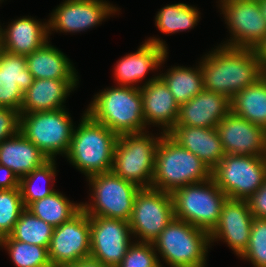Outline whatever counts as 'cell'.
<instances>
[{
    "mask_svg": "<svg viewBox=\"0 0 266 267\" xmlns=\"http://www.w3.org/2000/svg\"><path fill=\"white\" fill-rule=\"evenodd\" d=\"M137 241V242H136ZM133 242L117 267H163L151 242Z\"/></svg>",
    "mask_w": 266,
    "mask_h": 267,
    "instance_id": "cell-36",
    "label": "cell"
},
{
    "mask_svg": "<svg viewBox=\"0 0 266 267\" xmlns=\"http://www.w3.org/2000/svg\"><path fill=\"white\" fill-rule=\"evenodd\" d=\"M119 11L106 0H65L52 11L48 22L51 31L81 32L101 24L105 18Z\"/></svg>",
    "mask_w": 266,
    "mask_h": 267,
    "instance_id": "cell-15",
    "label": "cell"
},
{
    "mask_svg": "<svg viewBox=\"0 0 266 267\" xmlns=\"http://www.w3.org/2000/svg\"><path fill=\"white\" fill-rule=\"evenodd\" d=\"M20 112L0 107V143L19 132Z\"/></svg>",
    "mask_w": 266,
    "mask_h": 267,
    "instance_id": "cell-37",
    "label": "cell"
},
{
    "mask_svg": "<svg viewBox=\"0 0 266 267\" xmlns=\"http://www.w3.org/2000/svg\"><path fill=\"white\" fill-rule=\"evenodd\" d=\"M74 127L66 158L88 178L109 172L118 137L105 125L93 120L86 112ZM76 128V129H75Z\"/></svg>",
    "mask_w": 266,
    "mask_h": 267,
    "instance_id": "cell-2",
    "label": "cell"
},
{
    "mask_svg": "<svg viewBox=\"0 0 266 267\" xmlns=\"http://www.w3.org/2000/svg\"><path fill=\"white\" fill-rule=\"evenodd\" d=\"M212 171L196 155L180 147L167 134L157 146L151 187L172 193L189 184L207 181Z\"/></svg>",
    "mask_w": 266,
    "mask_h": 267,
    "instance_id": "cell-4",
    "label": "cell"
},
{
    "mask_svg": "<svg viewBox=\"0 0 266 267\" xmlns=\"http://www.w3.org/2000/svg\"><path fill=\"white\" fill-rule=\"evenodd\" d=\"M4 240V236L0 233V247L2 246Z\"/></svg>",
    "mask_w": 266,
    "mask_h": 267,
    "instance_id": "cell-45",
    "label": "cell"
},
{
    "mask_svg": "<svg viewBox=\"0 0 266 267\" xmlns=\"http://www.w3.org/2000/svg\"><path fill=\"white\" fill-rule=\"evenodd\" d=\"M240 257L253 267H266V219L253 218L249 245Z\"/></svg>",
    "mask_w": 266,
    "mask_h": 267,
    "instance_id": "cell-35",
    "label": "cell"
},
{
    "mask_svg": "<svg viewBox=\"0 0 266 267\" xmlns=\"http://www.w3.org/2000/svg\"><path fill=\"white\" fill-rule=\"evenodd\" d=\"M253 218L247 200L227 199L217 225L209 233L211 244L222 239L240 257L249 245Z\"/></svg>",
    "mask_w": 266,
    "mask_h": 267,
    "instance_id": "cell-17",
    "label": "cell"
},
{
    "mask_svg": "<svg viewBox=\"0 0 266 267\" xmlns=\"http://www.w3.org/2000/svg\"><path fill=\"white\" fill-rule=\"evenodd\" d=\"M225 154L266 157V129L230 111L218 124Z\"/></svg>",
    "mask_w": 266,
    "mask_h": 267,
    "instance_id": "cell-16",
    "label": "cell"
},
{
    "mask_svg": "<svg viewBox=\"0 0 266 267\" xmlns=\"http://www.w3.org/2000/svg\"><path fill=\"white\" fill-rule=\"evenodd\" d=\"M27 209L36 217L57 227L75 216L82 209V204L70 202L61 192L55 190L49 196L32 202Z\"/></svg>",
    "mask_w": 266,
    "mask_h": 267,
    "instance_id": "cell-29",
    "label": "cell"
},
{
    "mask_svg": "<svg viewBox=\"0 0 266 267\" xmlns=\"http://www.w3.org/2000/svg\"><path fill=\"white\" fill-rule=\"evenodd\" d=\"M262 16L266 20V0H259Z\"/></svg>",
    "mask_w": 266,
    "mask_h": 267,
    "instance_id": "cell-42",
    "label": "cell"
},
{
    "mask_svg": "<svg viewBox=\"0 0 266 267\" xmlns=\"http://www.w3.org/2000/svg\"><path fill=\"white\" fill-rule=\"evenodd\" d=\"M84 267H108L103 265L101 262L95 261L91 258L84 259Z\"/></svg>",
    "mask_w": 266,
    "mask_h": 267,
    "instance_id": "cell-41",
    "label": "cell"
},
{
    "mask_svg": "<svg viewBox=\"0 0 266 267\" xmlns=\"http://www.w3.org/2000/svg\"><path fill=\"white\" fill-rule=\"evenodd\" d=\"M152 243L169 267L206 264L211 245L209 232L178 218H173Z\"/></svg>",
    "mask_w": 266,
    "mask_h": 267,
    "instance_id": "cell-5",
    "label": "cell"
},
{
    "mask_svg": "<svg viewBox=\"0 0 266 267\" xmlns=\"http://www.w3.org/2000/svg\"><path fill=\"white\" fill-rule=\"evenodd\" d=\"M167 84L178 104L189 101L204 89L203 72L201 66L190 68L175 66L167 72L159 74Z\"/></svg>",
    "mask_w": 266,
    "mask_h": 267,
    "instance_id": "cell-28",
    "label": "cell"
},
{
    "mask_svg": "<svg viewBox=\"0 0 266 267\" xmlns=\"http://www.w3.org/2000/svg\"><path fill=\"white\" fill-rule=\"evenodd\" d=\"M204 90L232 99L242 89L257 83L266 71L255 49L222 46L200 60Z\"/></svg>",
    "mask_w": 266,
    "mask_h": 267,
    "instance_id": "cell-1",
    "label": "cell"
},
{
    "mask_svg": "<svg viewBox=\"0 0 266 267\" xmlns=\"http://www.w3.org/2000/svg\"><path fill=\"white\" fill-rule=\"evenodd\" d=\"M167 135L212 171L225 156L217 128L174 126Z\"/></svg>",
    "mask_w": 266,
    "mask_h": 267,
    "instance_id": "cell-22",
    "label": "cell"
},
{
    "mask_svg": "<svg viewBox=\"0 0 266 267\" xmlns=\"http://www.w3.org/2000/svg\"><path fill=\"white\" fill-rule=\"evenodd\" d=\"M230 111V99L225 95L203 89L195 97L180 105L174 126L216 128Z\"/></svg>",
    "mask_w": 266,
    "mask_h": 267,
    "instance_id": "cell-20",
    "label": "cell"
},
{
    "mask_svg": "<svg viewBox=\"0 0 266 267\" xmlns=\"http://www.w3.org/2000/svg\"><path fill=\"white\" fill-rule=\"evenodd\" d=\"M197 7L186 3H175L161 8L155 17L157 28L165 34L190 30L200 20Z\"/></svg>",
    "mask_w": 266,
    "mask_h": 267,
    "instance_id": "cell-30",
    "label": "cell"
},
{
    "mask_svg": "<svg viewBox=\"0 0 266 267\" xmlns=\"http://www.w3.org/2000/svg\"><path fill=\"white\" fill-rule=\"evenodd\" d=\"M139 88L146 126L158 125L167 134L177 122L180 104L159 75L149 78Z\"/></svg>",
    "mask_w": 266,
    "mask_h": 267,
    "instance_id": "cell-19",
    "label": "cell"
},
{
    "mask_svg": "<svg viewBox=\"0 0 266 267\" xmlns=\"http://www.w3.org/2000/svg\"><path fill=\"white\" fill-rule=\"evenodd\" d=\"M57 267H84V260H80L76 264H63V265H59Z\"/></svg>",
    "mask_w": 266,
    "mask_h": 267,
    "instance_id": "cell-43",
    "label": "cell"
},
{
    "mask_svg": "<svg viewBox=\"0 0 266 267\" xmlns=\"http://www.w3.org/2000/svg\"><path fill=\"white\" fill-rule=\"evenodd\" d=\"M175 218L172 195L158 189L140 188L135 196L129 226L139 242H153Z\"/></svg>",
    "mask_w": 266,
    "mask_h": 267,
    "instance_id": "cell-11",
    "label": "cell"
},
{
    "mask_svg": "<svg viewBox=\"0 0 266 267\" xmlns=\"http://www.w3.org/2000/svg\"><path fill=\"white\" fill-rule=\"evenodd\" d=\"M55 165V160H49L43 166L20 178L19 189L25 208L55 191L52 186H36L37 183L44 182L47 185L55 181L57 172Z\"/></svg>",
    "mask_w": 266,
    "mask_h": 267,
    "instance_id": "cell-32",
    "label": "cell"
},
{
    "mask_svg": "<svg viewBox=\"0 0 266 267\" xmlns=\"http://www.w3.org/2000/svg\"><path fill=\"white\" fill-rule=\"evenodd\" d=\"M175 218L211 232L219 221L227 195L213 178L175 189L172 193Z\"/></svg>",
    "mask_w": 266,
    "mask_h": 267,
    "instance_id": "cell-6",
    "label": "cell"
},
{
    "mask_svg": "<svg viewBox=\"0 0 266 267\" xmlns=\"http://www.w3.org/2000/svg\"><path fill=\"white\" fill-rule=\"evenodd\" d=\"M220 4L225 23L232 34L231 39L222 46L256 50L266 38V20L259 1L220 0Z\"/></svg>",
    "mask_w": 266,
    "mask_h": 267,
    "instance_id": "cell-12",
    "label": "cell"
},
{
    "mask_svg": "<svg viewBox=\"0 0 266 267\" xmlns=\"http://www.w3.org/2000/svg\"><path fill=\"white\" fill-rule=\"evenodd\" d=\"M54 227L25 208L9 236L20 242L49 248Z\"/></svg>",
    "mask_w": 266,
    "mask_h": 267,
    "instance_id": "cell-31",
    "label": "cell"
},
{
    "mask_svg": "<svg viewBox=\"0 0 266 267\" xmlns=\"http://www.w3.org/2000/svg\"><path fill=\"white\" fill-rule=\"evenodd\" d=\"M92 201L83 203L82 209L89 217H105L129 221L133 203L140 187L124 180L112 171L96 174L87 178Z\"/></svg>",
    "mask_w": 266,
    "mask_h": 267,
    "instance_id": "cell-8",
    "label": "cell"
},
{
    "mask_svg": "<svg viewBox=\"0 0 266 267\" xmlns=\"http://www.w3.org/2000/svg\"><path fill=\"white\" fill-rule=\"evenodd\" d=\"M212 178L228 199L247 200L266 180V157L225 154Z\"/></svg>",
    "mask_w": 266,
    "mask_h": 267,
    "instance_id": "cell-10",
    "label": "cell"
},
{
    "mask_svg": "<svg viewBox=\"0 0 266 267\" xmlns=\"http://www.w3.org/2000/svg\"><path fill=\"white\" fill-rule=\"evenodd\" d=\"M129 222L105 217H90V258L108 267H117L131 241Z\"/></svg>",
    "mask_w": 266,
    "mask_h": 267,
    "instance_id": "cell-14",
    "label": "cell"
},
{
    "mask_svg": "<svg viewBox=\"0 0 266 267\" xmlns=\"http://www.w3.org/2000/svg\"><path fill=\"white\" fill-rule=\"evenodd\" d=\"M49 42L25 56L29 72L34 79H65L75 89L79 80L72 62Z\"/></svg>",
    "mask_w": 266,
    "mask_h": 267,
    "instance_id": "cell-23",
    "label": "cell"
},
{
    "mask_svg": "<svg viewBox=\"0 0 266 267\" xmlns=\"http://www.w3.org/2000/svg\"><path fill=\"white\" fill-rule=\"evenodd\" d=\"M20 179L9 168L0 164V189L19 188Z\"/></svg>",
    "mask_w": 266,
    "mask_h": 267,
    "instance_id": "cell-39",
    "label": "cell"
},
{
    "mask_svg": "<svg viewBox=\"0 0 266 267\" xmlns=\"http://www.w3.org/2000/svg\"><path fill=\"white\" fill-rule=\"evenodd\" d=\"M166 42L160 38L150 37L134 53L125 55L114 68L118 85L139 87L135 84L142 81L148 71L157 70L167 58Z\"/></svg>",
    "mask_w": 266,
    "mask_h": 267,
    "instance_id": "cell-18",
    "label": "cell"
},
{
    "mask_svg": "<svg viewBox=\"0 0 266 267\" xmlns=\"http://www.w3.org/2000/svg\"><path fill=\"white\" fill-rule=\"evenodd\" d=\"M3 31V50L27 56L48 41V22L42 23L33 17H22L8 24Z\"/></svg>",
    "mask_w": 266,
    "mask_h": 267,
    "instance_id": "cell-24",
    "label": "cell"
},
{
    "mask_svg": "<svg viewBox=\"0 0 266 267\" xmlns=\"http://www.w3.org/2000/svg\"><path fill=\"white\" fill-rule=\"evenodd\" d=\"M34 78L23 55L3 51L0 55V107L21 111L24 92Z\"/></svg>",
    "mask_w": 266,
    "mask_h": 267,
    "instance_id": "cell-21",
    "label": "cell"
},
{
    "mask_svg": "<svg viewBox=\"0 0 266 267\" xmlns=\"http://www.w3.org/2000/svg\"><path fill=\"white\" fill-rule=\"evenodd\" d=\"M231 111L266 129V75L230 100Z\"/></svg>",
    "mask_w": 266,
    "mask_h": 267,
    "instance_id": "cell-27",
    "label": "cell"
},
{
    "mask_svg": "<svg viewBox=\"0 0 266 267\" xmlns=\"http://www.w3.org/2000/svg\"><path fill=\"white\" fill-rule=\"evenodd\" d=\"M50 159L21 132L0 143V164L20 179Z\"/></svg>",
    "mask_w": 266,
    "mask_h": 267,
    "instance_id": "cell-25",
    "label": "cell"
},
{
    "mask_svg": "<svg viewBox=\"0 0 266 267\" xmlns=\"http://www.w3.org/2000/svg\"><path fill=\"white\" fill-rule=\"evenodd\" d=\"M73 90L65 79H34L33 84L24 92L20 113L62 109L67 96Z\"/></svg>",
    "mask_w": 266,
    "mask_h": 267,
    "instance_id": "cell-26",
    "label": "cell"
},
{
    "mask_svg": "<svg viewBox=\"0 0 266 267\" xmlns=\"http://www.w3.org/2000/svg\"><path fill=\"white\" fill-rule=\"evenodd\" d=\"M86 113L117 136L146 132L139 87L117 85L101 90Z\"/></svg>",
    "mask_w": 266,
    "mask_h": 267,
    "instance_id": "cell-3",
    "label": "cell"
},
{
    "mask_svg": "<svg viewBox=\"0 0 266 267\" xmlns=\"http://www.w3.org/2000/svg\"><path fill=\"white\" fill-rule=\"evenodd\" d=\"M2 27L0 25V55L2 54L3 50V31H2Z\"/></svg>",
    "mask_w": 266,
    "mask_h": 267,
    "instance_id": "cell-44",
    "label": "cell"
},
{
    "mask_svg": "<svg viewBox=\"0 0 266 267\" xmlns=\"http://www.w3.org/2000/svg\"><path fill=\"white\" fill-rule=\"evenodd\" d=\"M74 127L72 118L65 108L20 113L19 132L50 160H55L57 154H67Z\"/></svg>",
    "mask_w": 266,
    "mask_h": 267,
    "instance_id": "cell-9",
    "label": "cell"
},
{
    "mask_svg": "<svg viewBox=\"0 0 266 267\" xmlns=\"http://www.w3.org/2000/svg\"><path fill=\"white\" fill-rule=\"evenodd\" d=\"M1 247L7 250L16 267H53L47 247L20 242L9 235L4 236Z\"/></svg>",
    "mask_w": 266,
    "mask_h": 267,
    "instance_id": "cell-33",
    "label": "cell"
},
{
    "mask_svg": "<svg viewBox=\"0 0 266 267\" xmlns=\"http://www.w3.org/2000/svg\"><path fill=\"white\" fill-rule=\"evenodd\" d=\"M247 202L255 218L266 219V180Z\"/></svg>",
    "mask_w": 266,
    "mask_h": 267,
    "instance_id": "cell-38",
    "label": "cell"
},
{
    "mask_svg": "<svg viewBox=\"0 0 266 267\" xmlns=\"http://www.w3.org/2000/svg\"><path fill=\"white\" fill-rule=\"evenodd\" d=\"M256 53L259 57V59L262 62L263 68L266 71V38L264 41L257 47Z\"/></svg>",
    "mask_w": 266,
    "mask_h": 267,
    "instance_id": "cell-40",
    "label": "cell"
},
{
    "mask_svg": "<svg viewBox=\"0 0 266 267\" xmlns=\"http://www.w3.org/2000/svg\"><path fill=\"white\" fill-rule=\"evenodd\" d=\"M25 209L19 188L0 189V233L9 235Z\"/></svg>",
    "mask_w": 266,
    "mask_h": 267,
    "instance_id": "cell-34",
    "label": "cell"
},
{
    "mask_svg": "<svg viewBox=\"0 0 266 267\" xmlns=\"http://www.w3.org/2000/svg\"><path fill=\"white\" fill-rule=\"evenodd\" d=\"M147 132L124 134L118 137L111 171L140 188L152 185L155 155L161 135L156 137Z\"/></svg>",
    "mask_w": 266,
    "mask_h": 267,
    "instance_id": "cell-7",
    "label": "cell"
},
{
    "mask_svg": "<svg viewBox=\"0 0 266 267\" xmlns=\"http://www.w3.org/2000/svg\"><path fill=\"white\" fill-rule=\"evenodd\" d=\"M48 257L53 267L90 258V217L83 209L54 227Z\"/></svg>",
    "mask_w": 266,
    "mask_h": 267,
    "instance_id": "cell-13",
    "label": "cell"
}]
</instances>
